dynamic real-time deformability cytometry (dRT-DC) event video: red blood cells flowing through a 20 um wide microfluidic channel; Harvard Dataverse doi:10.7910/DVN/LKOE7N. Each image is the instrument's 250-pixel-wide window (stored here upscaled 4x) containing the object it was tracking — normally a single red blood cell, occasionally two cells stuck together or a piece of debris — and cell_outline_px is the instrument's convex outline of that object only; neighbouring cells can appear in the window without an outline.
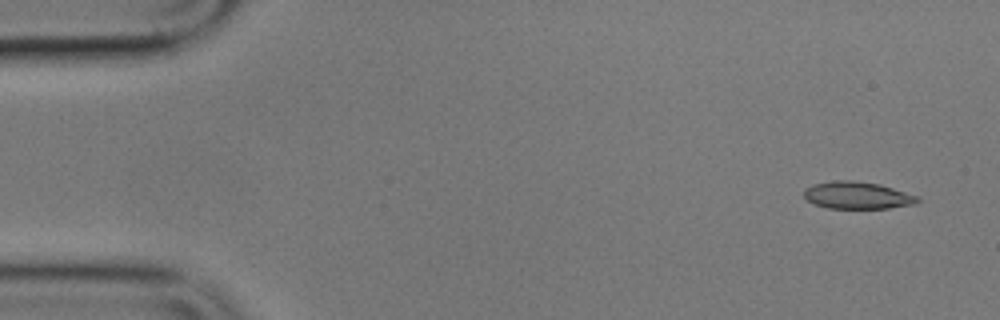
{"species": "common noctule bat (a hibernating species)", "species_latin": "Nyctalus noctula", "temperature_condition": "cold", "stored_images_in_passage": 5, "camera_frame_rate_fps": 3000, "um_per_image_px": 0.085, "animal": {"sex": "male", "body_mass_g": 17.9}, "frame": {"image": 1, "passage_image": 1, "time_ms": 0.0, "image_size_px": [1000, 320], "cell_outline_px": [[920, 200], [916, 204], [888, 208], [828, 208], [816, 204], [808, 200], [804, 196], [804, 188], [812, 184], [836, 180], [852, 180], [880, 184], [920, 196]], "centroid_in_image_um": [72.9, 16.59], "position_along_channel_um": 12.1, "area_um2": 18.09}}
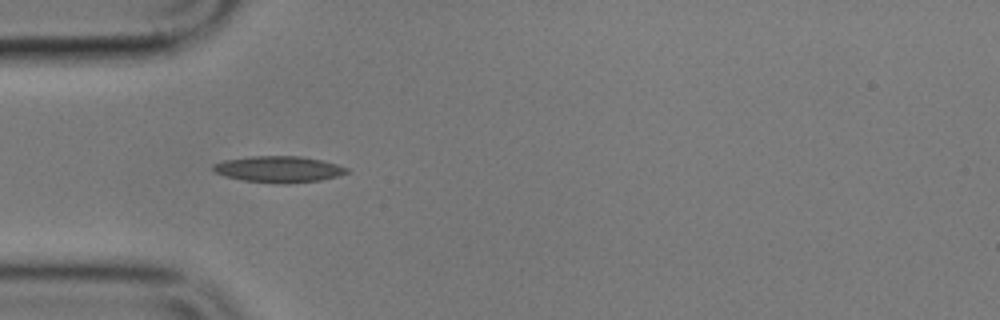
{"frame": {"image": 2, "passage_image": 4, "time_ms": 4.667, "image_size_px": [1000, 320], "cell_outline_px": [[348, 172], [336, 176], [320, 180], [288, 184], [280, 184], [244, 180], [224, 176], [216, 172], [212, 168], [212, 164], [224, 160], [252, 156], [300, 156], [324, 160], [348, 168]], "centroid_in_image_um": [23.68, 14.38], "position_along_channel_um": 61.3, "area_um2": 20.46}}
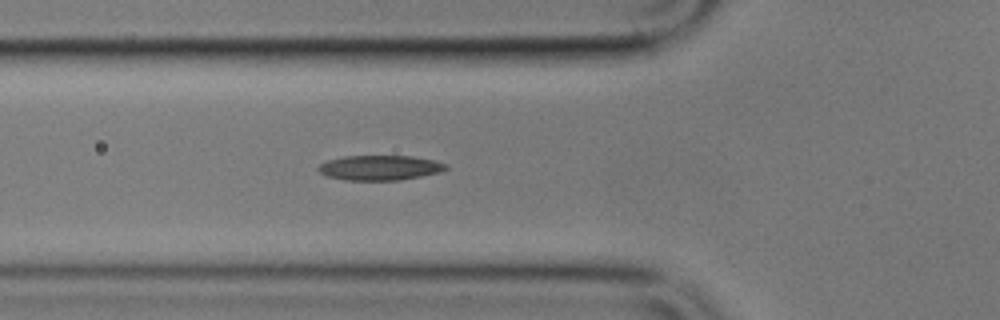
{"frame": {"image": 3, "passage_image": 5, "time_ms": 5.667, "image_size_px": [1000, 320], "cell_outline_px": [[448, 168], [440, 172], [400, 180], [344, 180], [328, 176], [320, 172], [316, 168], [320, 164], [328, 160], [344, 156], [412, 156], [436, 160], [448, 164]], "centroid_in_image_um": [32.31, 14.25], "position_along_channel_um": 93.5, "area_um2": 18.55}}